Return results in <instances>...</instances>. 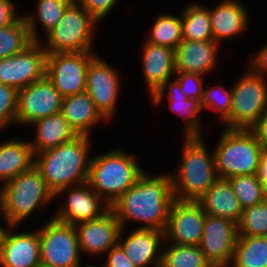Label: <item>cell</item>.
<instances>
[{
	"label": "cell",
	"instance_id": "obj_11",
	"mask_svg": "<svg viewBox=\"0 0 267 267\" xmlns=\"http://www.w3.org/2000/svg\"><path fill=\"white\" fill-rule=\"evenodd\" d=\"M63 96L45 75L18 90L17 126H30L33 122L57 114L61 110Z\"/></svg>",
	"mask_w": 267,
	"mask_h": 267
},
{
	"label": "cell",
	"instance_id": "obj_10",
	"mask_svg": "<svg viewBox=\"0 0 267 267\" xmlns=\"http://www.w3.org/2000/svg\"><path fill=\"white\" fill-rule=\"evenodd\" d=\"M95 55L93 51L47 53L45 75L63 97L85 92L87 68Z\"/></svg>",
	"mask_w": 267,
	"mask_h": 267
},
{
	"label": "cell",
	"instance_id": "obj_41",
	"mask_svg": "<svg viewBox=\"0 0 267 267\" xmlns=\"http://www.w3.org/2000/svg\"><path fill=\"white\" fill-rule=\"evenodd\" d=\"M247 63L252 72L267 77V43L255 54H251Z\"/></svg>",
	"mask_w": 267,
	"mask_h": 267
},
{
	"label": "cell",
	"instance_id": "obj_39",
	"mask_svg": "<svg viewBox=\"0 0 267 267\" xmlns=\"http://www.w3.org/2000/svg\"><path fill=\"white\" fill-rule=\"evenodd\" d=\"M81 5L97 22H102L119 0H73Z\"/></svg>",
	"mask_w": 267,
	"mask_h": 267
},
{
	"label": "cell",
	"instance_id": "obj_2",
	"mask_svg": "<svg viewBox=\"0 0 267 267\" xmlns=\"http://www.w3.org/2000/svg\"><path fill=\"white\" fill-rule=\"evenodd\" d=\"M90 144V136L79 135L34 156V166L54 194L63 188L87 182Z\"/></svg>",
	"mask_w": 267,
	"mask_h": 267
},
{
	"label": "cell",
	"instance_id": "obj_40",
	"mask_svg": "<svg viewBox=\"0 0 267 267\" xmlns=\"http://www.w3.org/2000/svg\"><path fill=\"white\" fill-rule=\"evenodd\" d=\"M107 253L108 258L101 267H136L118 244Z\"/></svg>",
	"mask_w": 267,
	"mask_h": 267
},
{
	"label": "cell",
	"instance_id": "obj_38",
	"mask_svg": "<svg viewBox=\"0 0 267 267\" xmlns=\"http://www.w3.org/2000/svg\"><path fill=\"white\" fill-rule=\"evenodd\" d=\"M202 77L203 75L198 73H175V79L179 82L182 92L187 98L195 99L199 103L202 99L204 90Z\"/></svg>",
	"mask_w": 267,
	"mask_h": 267
},
{
	"label": "cell",
	"instance_id": "obj_43",
	"mask_svg": "<svg viewBox=\"0 0 267 267\" xmlns=\"http://www.w3.org/2000/svg\"><path fill=\"white\" fill-rule=\"evenodd\" d=\"M257 138L264 151H267V110L257 120V123L250 129Z\"/></svg>",
	"mask_w": 267,
	"mask_h": 267
},
{
	"label": "cell",
	"instance_id": "obj_6",
	"mask_svg": "<svg viewBox=\"0 0 267 267\" xmlns=\"http://www.w3.org/2000/svg\"><path fill=\"white\" fill-rule=\"evenodd\" d=\"M215 146L213 153L219 178L257 173L263 149L251 130L225 129Z\"/></svg>",
	"mask_w": 267,
	"mask_h": 267
},
{
	"label": "cell",
	"instance_id": "obj_21",
	"mask_svg": "<svg viewBox=\"0 0 267 267\" xmlns=\"http://www.w3.org/2000/svg\"><path fill=\"white\" fill-rule=\"evenodd\" d=\"M213 41L218 44L236 38L248 29V10L238 0H222L214 8H209Z\"/></svg>",
	"mask_w": 267,
	"mask_h": 267
},
{
	"label": "cell",
	"instance_id": "obj_5",
	"mask_svg": "<svg viewBox=\"0 0 267 267\" xmlns=\"http://www.w3.org/2000/svg\"><path fill=\"white\" fill-rule=\"evenodd\" d=\"M54 198L55 194L33 165L0 188V213L4 225L19 226L34 210L46 206Z\"/></svg>",
	"mask_w": 267,
	"mask_h": 267
},
{
	"label": "cell",
	"instance_id": "obj_18",
	"mask_svg": "<svg viewBox=\"0 0 267 267\" xmlns=\"http://www.w3.org/2000/svg\"><path fill=\"white\" fill-rule=\"evenodd\" d=\"M7 225L0 243L1 267H37L41 263L39 230L17 233ZM16 232V233H15Z\"/></svg>",
	"mask_w": 267,
	"mask_h": 267
},
{
	"label": "cell",
	"instance_id": "obj_26",
	"mask_svg": "<svg viewBox=\"0 0 267 267\" xmlns=\"http://www.w3.org/2000/svg\"><path fill=\"white\" fill-rule=\"evenodd\" d=\"M198 202L208 215L227 218L237 224L241 219L243 209L227 179L218 178Z\"/></svg>",
	"mask_w": 267,
	"mask_h": 267
},
{
	"label": "cell",
	"instance_id": "obj_28",
	"mask_svg": "<svg viewBox=\"0 0 267 267\" xmlns=\"http://www.w3.org/2000/svg\"><path fill=\"white\" fill-rule=\"evenodd\" d=\"M36 13L23 14L29 27V32L33 41H42L40 34H38L37 22L39 21L42 27V32L47 34L53 29L61 17L68 5L73 0H37Z\"/></svg>",
	"mask_w": 267,
	"mask_h": 267
},
{
	"label": "cell",
	"instance_id": "obj_37",
	"mask_svg": "<svg viewBox=\"0 0 267 267\" xmlns=\"http://www.w3.org/2000/svg\"><path fill=\"white\" fill-rule=\"evenodd\" d=\"M18 90L0 83V131L16 124Z\"/></svg>",
	"mask_w": 267,
	"mask_h": 267
},
{
	"label": "cell",
	"instance_id": "obj_36",
	"mask_svg": "<svg viewBox=\"0 0 267 267\" xmlns=\"http://www.w3.org/2000/svg\"><path fill=\"white\" fill-rule=\"evenodd\" d=\"M232 104V91L222 85H215L203 90L200 106L218 113V121L222 122L229 116Z\"/></svg>",
	"mask_w": 267,
	"mask_h": 267
},
{
	"label": "cell",
	"instance_id": "obj_44",
	"mask_svg": "<svg viewBox=\"0 0 267 267\" xmlns=\"http://www.w3.org/2000/svg\"><path fill=\"white\" fill-rule=\"evenodd\" d=\"M256 175L263 184L264 198L267 199V151H263L260 156Z\"/></svg>",
	"mask_w": 267,
	"mask_h": 267
},
{
	"label": "cell",
	"instance_id": "obj_32",
	"mask_svg": "<svg viewBox=\"0 0 267 267\" xmlns=\"http://www.w3.org/2000/svg\"><path fill=\"white\" fill-rule=\"evenodd\" d=\"M146 42L176 49L182 38L181 15L163 13L156 17Z\"/></svg>",
	"mask_w": 267,
	"mask_h": 267
},
{
	"label": "cell",
	"instance_id": "obj_31",
	"mask_svg": "<svg viewBox=\"0 0 267 267\" xmlns=\"http://www.w3.org/2000/svg\"><path fill=\"white\" fill-rule=\"evenodd\" d=\"M164 244L162 267H213L198 245Z\"/></svg>",
	"mask_w": 267,
	"mask_h": 267
},
{
	"label": "cell",
	"instance_id": "obj_30",
	"mask_svg": "<svg viewBox=\"0 0 267 267\" xmlns=\"http://www.w3.org/2000/svg\"><path fill=\"white\" fill-rule=\"evenodd\" d=\"M182 38L191 41H212L209 7L191 3L181 13Z\"/></svg>",
	"mask_w": 267,
	"mask_h": 267
},
{
	"label": "cell",
	"instance_id": "obj_42",
	"mask_svg": "<svg viewBox=\"0 0 267 267\" xmlns=\"http://www.w3.org/2000/svg\"><path fill=\"white\" fill-rule=\"evenodd\" d=\"M16 10L13 1L0 0V28L11 25L20 17Z\"/></svg>",
	"mask_w": 267,
	"mask_h": 267
},
{
	"label": "cell",
	"instance_id": "obj_23",
	"mask_svg": "<svg viewBox=\"0 0 267 267\" xmlns=\"http://www.w3.org/2000/svg\"><path fill=\"white\" fill-rule=\"evenodd\" d=\"M165 95L169 99L168 107L170 111L185 119L184 136H202L200 119L202 109L200 103L195 99L187 98L175 78H171V80L169 79L164 83L150 100L153 105L157 106L164 100Z\"/></svg>",
	"mask_w": 267,
	"mask_h": 267
},
{
	"label": "cell",
	"instance_id": "obj_19",
	"mask_svg": "<svg viewBox=\"0 0 267 267\" xmlns=\"http://www.w3.org/2000/svg\"><path fill=\"white\" fill-rule=\"evenodd\" d=\"M121 229L118 245L136 267H157L162 261L164 231L157 229L133 228L123 239ZM122 238V239H121ZM160 248V249H159Z\"/></svg>",
	"mask_w": 267,
	"mask_h": 267
},
{
	"label": "cell",
	"instance_id": "obj_24",
	"mask_svg": "<svg viewBox=\"0 0 267 267\" xmlns=\"http://www.w3.org/2000/svg\"><path fill=\"white\" fill-rule=\"evenodd\" d=\"M60 113L78 135L91 136L92 127L100 121L108 122L86 91L63 97Z\"/></svg>",
	"mask_w": 267,
	"mask_h": 267
},
{
	"label": "cell",
	"instance_id": "obj_4",
	"mask_svg": "<svg viewBox=\"0 0 267 267\" xmlns=\"http://www.w3.org/2000/svg\"><path fill=\"white\" fill-rule=\"evenodd\" d=\"M135 154L115 149L91 157L87 183L109 205L144 172Z\"/></svg>",
	"mask_w": 267,
	"mask_h": 267
},
{
	"label": "cell",
	"instance_id": "obj_35",
	"mask_svg": "<svg viewBox=\"0 0 267 267\" xmlns=\"http://www.w3.org/2000/svg\"><path fill=\"white\" fill-rule=\"evenodd\" d=\"M238 236H267V199L243 209Z\"/></svg>",
	"mask_w": 267,
	"mask_h": 267
},
{
	"label": "cell",
	"instance_id": "obj_15",
	"mask_svg": "<svg viewBox=\"0 0 267 267\" xmlns=\"http://www.w3.org/2000/svg\"><path fill=\"white\" fill-rule=\"evenodd\" d=\"M238 237L237 223L206 214L199 247L213 267H229Z\"/></svg>",
	"mask_w": 267,
	"mask_h": 267
},
{
	"label": "cell",
	"instance_id": "obj_14",
	"mask_svg": "<svg viewBox=\"0 0 267 267\" xmlns=\"http://www.w3.org/2000/svg\"><path fill=\"white\" fill-rule=\"evenodd\" d=\"M206 213L198 201L175 199L171 205L164 230L166 243L199 245L204 230Z\"/></svg>",
	"mask_w": 267,
	"mask_h": 267
},
{
	"label": "cell",
	"instance_id": "obj_9",
	"mask_svg": "<svg viewBox=\"0 0 267 267\" xmlns=\"http://www.w3.org/2000/svg\"><path fill=\"white\" fill-rule=\"evenodd\" d=\"M38 230L41 263L52 267L82 265L78 235L74 225L52 217Z\"/></svg>",
	"mask_w": 267,
	"mask_h": 267
},
{
	"label": "cell",
	"instance_id": "obj_12",
	"mask_svg": "<svg viewBox=\"0 0 267 267\" xmlns=\"http://www.w3.org/2000/svg\"><path fill=\"white\" fill-rule=\"evenodd\" d=\"M118 69L113 68L97 54L89 62L86 78V92L101 115L111 122L116 114L121 81Z\"/></svg>",
	"mask_w": 267,
	"mask_h": 267
},
{
	"label": "cell",
	"instance_id": "obj_47",
	"mask_svg": "<svg viewBox=\"0 0 267 267\" xmlns=\"http://www.w3.org/2000/svg\"><path fill=\"white\" fill-rule=\"evenodd\" d=\"M78 267H83V265H80ZM84 267H95L94 265H91V264H88V265H85Z\"/></svg>",
	"mask_w": 267,
	"mask_h": 267
},
{
	"label": "cell",
	"instance_id": "obj_8",
	"mask_svg": "<svg viewBox=\"0 0 267 267\" xmlns=\"http://www.w3.org/2000/svg\"><path fill=\"white\" fill-rule=\"evenodd\" d=\"M245 72L231 88V112L222 122L225 129L250 130L267 110V77L249 68Z\"/></svg>",
	"mask_w": 267,
	"mask_h": 267
},
{
	"label": "cell",
	"instance_id": "obj_33",
	"mask_svg": "<svg viewBox=\"0 0 267 267\" xmlns=\"http://www.w3.org/2000/svg\"><path fill=\"white\" fill-rule=\"evenodd\" d=\"M25 17H20L11 25L0 28V59L24 51L33 43Z\"/></svg>",
	"mask_w": 267,
	"mask_h": 267
},
{
	"label": "cell",
	"instance_id": "obj_17",
	"mask_svg": "<svg viewBox=\"0 0 267 267\" xmlns=\"http://www.w3.org/2000/svg\"><path fill=\"white\" fill-rule=\"evenodd\" d=\"M75 228L80 251L93 257L106 254L118 244L122 226L109 209L101 217L78 223Z\"/></svg>",
	"mask_w": 267,
	"mask_h": 267
},
{
	"label": "cell",
	"instance_id": "obj_13",
	"mask_svg": "<svg viewBox=\"0 0 267 267\" xmlns=\"http://www.w3.org/2000/svg\"><path fill=\"white\" fill-rule=\"evenodd\" d=\"M47 51L34 41L24 51L0 59V83L20 90L46 74Z\"/></svg>",
	"mask_w": 267,
	"mask_h": 267
},
{
	"label": "cell",
	"instance_id": "obj_7",
	"mask_svg": "<svg viewBox=\"0 0 267 267\" xmlns=\"http://www.w3.org/2000/svg\"><path fill=\"white\" fill-rule=\"evenodd\" d=\"M97 22L81 5L72 1L41 45L47 53H80L93 50Z\"/></svg>",
	"mask_w": 267,
	"mask_h": 267
},
{
	"label": "cell",
	"instance_id": "obj_27",
	"mask_svg": "<svg viewBox=\"0 0 267 267\" xmlns=\"http://www.w3.org/2000/svg\"><path fill=\"white\" fill-rule=\"evenodd\" d=\"M34 165V152L28 141L16 138L0 143V184L4 185Z\"/></svg>",
	"mask_w": 267,
	"mask_h": 267
},
{
	"label": "cell",
	"instance_id": "obj_1",
	"mask_svg": "<svg viewBox=\"0 0 267 267\" xmlns=\"http://www.w3.org/2000/svg\"><path fill=\"white\" fill-rule=\"evenodd\" d=\"M174 200L170 173L152 176L144 171L110 209L124 229L127 222L135 220L141 225L134 228L164 231Z\"/></svg>",
	"mask_w": 267,
	"mask_h": 267
},
{
	"label": "cell",
	"instance_id": "obj_25",
	"mask_svg": "<svg viewBox=\"0 0 267 267\" xmlns=\"http://www.w3.org/2000/svg\"><path fill=\"white\" fill-rule=\"evenodd\" d=\"M31 126L35 128V138L29 140L34 156L79 136L60 112L39 119Z\"/></svg>",
	"mask_w": 267,
	"mask_h": 267
},
{
	"label": "cell",
	"instance_id": "obj_29",
	"mask_svg": "<svg viewBox=\"0 0 267 267\" xmlns=\"http://www.w3.org/2000/svg\"><path fill=\"white\" fill-rule=\"evenodd\" d=\"M229 267H267V236H238Z\"/></svg>",
	"mask_w": 267,
	"mask_h": 267
},
{
	"label": "cell",
	"instance_id": "obj_34",
	"mask_svg": "<svg viewBox=\"0 0 267 267\" xmlns=\"http://www.w3.org/2000/svg\"><path fill=\"white\" fill-rule=\"evenodd\" d=\"M242 209L261 203L264 198L263 184L256 174L233 176L227 179Z\"/></svg>",
	"mask_w": 267,
	"mask_h": 267
},
{
	"label": "cell",
	"instance_id": "obj_3",
	"mask_svg": "<svg viewBox=\"0 0 267 267\" xmlns=\"http://www.w3.org/2000/svg\"><path fill=\"white\" fill-rule=\"evenodd\" d=\"M176 173L170 174L175 199L198 201L219 178L214 153L202 136H184Z\"/></svg>",
	"mask_w": 267,
	"mask_h": 267
},
{
	"label": "cell",
	"instance_id": "obj_22",
	"mask_svg": "<svg viewBox=\"0 0 267 267\" xmlns=\"http://www.w3.org/2000/svg\"><path fill=\"white\" fill-rule=\"evenodd\" d=\"M218 44L215 41L183 39L175 49V72L208 75L217 68Z\"/></svg>",
	"mask_w": 267,
	"mask_h": 267
},
{
	"label": "cell",
	"instance_id": "obj_46",
	"mask_svg": "<svg viewBox=\"0 0 267 267\" xmlns=\"http://www.w3.org/2000/svg\"><path fill=\"white\" fill-rule=\"evenodd\" d=\"M37 267H52V266L44 264V263H40Z\"/></svg>",
	"mask_w": 267,
	"mask_h": 267
},
{
	"label": "cell",
	"instance_id": "obj_16",
	"mask_svg": "<svg viewBox=\"0 0 267 267\" xmlns=\"http://www.w3.org/2000/svg\"><path fill=\"white\" fill-rule=\"evenodd\" d=\"M64 192L67 195L66 201L53 215V218L61 222L75 226L84 221L97 219L110 209V205L87 182L63 188L55 194V198Z\"/></svg>",
	"mask_w": 267,
	"mask_h": 267
},
{
	"label": "cell",
	"instance_id": "obj_20",
	"mask_svg": "<svg viewBox=\"0 0 267 267\" xmlns=\"http://www.w3.org/2000/svg\"><path fill=\"white\" fill-rule=\"evenodd\" d=\"M142 71L149 98L175 75V50L144 41L142 43Z\"/></svg>",
	"mask_w": 267,
	"mask_h": 267
},
{
	"label": "cell",
	"instance_id": "obj_45",
	"mask_svg": "<svg viewBox=\"0 0 267 267\" xmlns=\"http://www.w3.org/2000/svg\"><path fill=\"white\" fill-rule=\"evenodd\" d=\"M6 228L7 227H4V226L2 227L1 224H0V243L2 241V237H3L4 231H5Z\"/></svg>",
	"mask_w": 267,
	"mask_h": 267
}]
</instances>
